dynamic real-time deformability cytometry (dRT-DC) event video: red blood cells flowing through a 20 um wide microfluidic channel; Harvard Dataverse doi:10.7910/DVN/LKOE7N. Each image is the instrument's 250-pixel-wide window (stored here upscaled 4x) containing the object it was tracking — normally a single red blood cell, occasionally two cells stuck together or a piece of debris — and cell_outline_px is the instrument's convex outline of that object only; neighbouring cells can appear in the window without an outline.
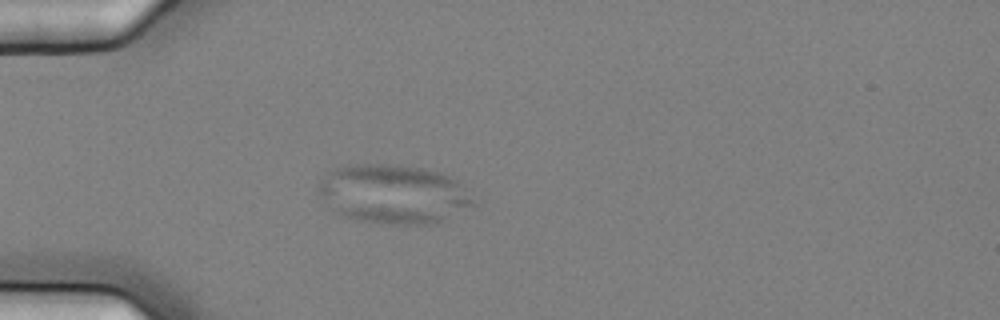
{"species": "common noctule bat (a hibernating species)", "species_latin": "Nyctalus noctula", "temperature_condition": "cold", "stored_images_in_passage": 4, "camera_frame_rate_fps": 3000, "um_per_image_px": 0.085, "animal": {"sex": "female", "body_mass_g": 25.1}, "frame": {"image": 1, "passage_image": 3, "time_ms": 0.667, "image_size_px": [1000, 320], "cell_outline_px": [[476, 204], [444, 220], [432, 224], [380, 224], [360, 220], [348, 216], [332, 208], [316, 188], [316, 184], [328, 172], [344, 164], [400, 164], [420, 168], [436, 172], [448, 176], [456, 180]], "centroid_in_image_um": [33.42, 16.48], "position_along_channel_um": 51.6, "area_um2": 52.83}}